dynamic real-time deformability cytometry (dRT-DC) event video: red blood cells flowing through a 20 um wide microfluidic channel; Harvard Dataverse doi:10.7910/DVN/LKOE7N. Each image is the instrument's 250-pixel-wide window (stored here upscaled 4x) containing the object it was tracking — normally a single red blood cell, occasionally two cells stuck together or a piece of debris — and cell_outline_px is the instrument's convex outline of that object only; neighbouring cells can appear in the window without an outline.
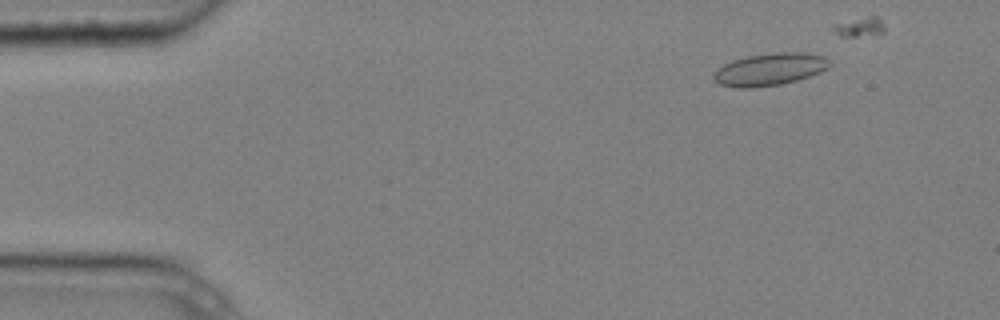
{"species": "common noctule bat (a hibernating species)", "species_latin": "Nyctalus noctula", "temperature_condition": "cold", "stored_images_in_passage": 7, "camera_frame_rate_fps": 3000, "um_per_image_px": 0.085, "animal": {"sex": "male", "body_mass_g": 20.4}, "frame": {"image": 1, "passage_image": 2, "time_ms": 0.333, "image_size_px": [1000, 320], "cell_outline_px": [[832, 64], [828, 68], [820, 72], [796, 80], [780, 84], [752, 88], [740, 88], [720, 84], [712, 76], [716, 68], [732, 60], [748, 56], [776, 52], [804, 52], [824, 56]], "centroid_in_image_um": [65.43, 5.88], "position_along_channel_um": 19.6, "area_um2": 21.79}}